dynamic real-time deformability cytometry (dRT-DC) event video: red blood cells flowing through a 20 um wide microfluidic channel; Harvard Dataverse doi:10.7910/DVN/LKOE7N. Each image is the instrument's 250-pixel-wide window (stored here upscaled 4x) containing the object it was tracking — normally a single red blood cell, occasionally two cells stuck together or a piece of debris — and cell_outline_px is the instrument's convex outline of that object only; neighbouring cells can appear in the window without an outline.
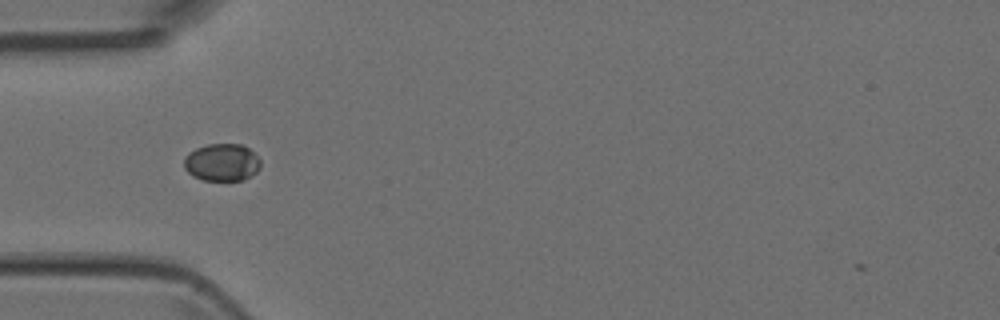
{"species": "Egyptian fruit bat (a non-hibernating species)", "species_latin": "Rousettus aegyptiacus", "temperature_condition": "room temperature", "stored_images_in_passage": 2, "camera_frame_rate_fps": 3000, "um_per_image_px": 0.085, "animal": {"sex": "female"}, "frame": {"image": 1, "passage_image": 1, "time_ms": 0.0, "image_size_px": [1000, 320], "cell_outline_px": [[260, 168], [252, 176], [244, 180], [204, 180], [192, 176], [184, 168], [184, 156], [188, 152], [196, 148], [208, 144], [240, 144], [248, 148], [260, 160]], "centroid_in_image_um": [18.84, 13.81], "position_along_channel_um": 66.2, "area_um2": 16.76}}
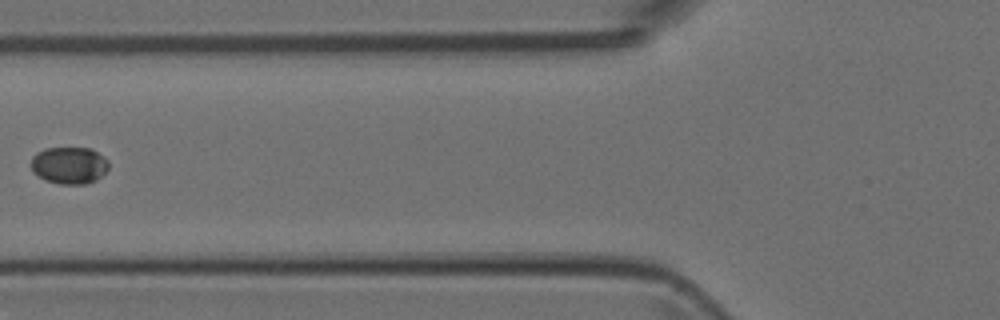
{"frame": {"image": 2, "passage_image": 2, "time_ms": 1.333, "image_size_px": [1000, 320], "cell_outline_px": [[108, 168], [96, 180], [84, 184], [60, 184], [44, 180], [32, 168], [32, 156], [36, 152], [44, 148], [92, 148], [104, 156], [108, 160]], "centroid_in_image_um": [5.9, 14.04], "position_along_channel_um": 119.9, "area_um2": 16.7}}